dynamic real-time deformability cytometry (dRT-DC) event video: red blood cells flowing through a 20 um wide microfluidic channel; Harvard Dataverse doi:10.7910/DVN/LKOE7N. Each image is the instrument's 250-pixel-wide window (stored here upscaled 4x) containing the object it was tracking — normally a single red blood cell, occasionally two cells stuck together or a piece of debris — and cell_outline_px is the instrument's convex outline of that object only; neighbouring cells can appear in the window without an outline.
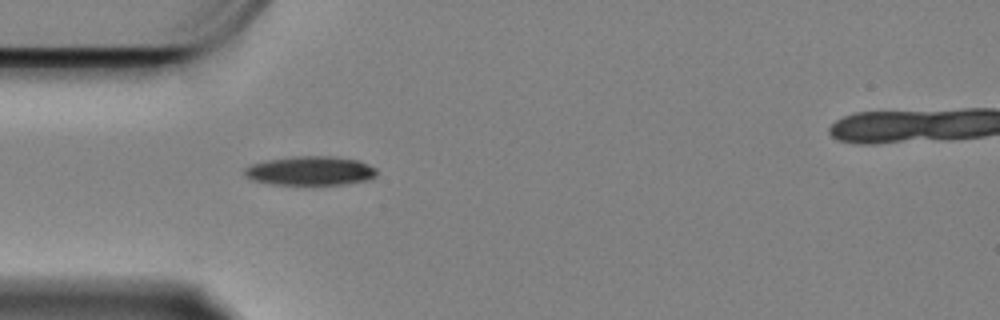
{"species": "Egyptian fruit bat (a non-hibernating species)", "species_latin": "Rousettus aegyptiacus", "temperature_condition": "cold", "stored_images_in_passage": 3, "camera_frame_rate_fps": 3000, "um_per_image_px": 0.085, "animal": {"sex": "female"}, "frame": {"image": 1, "passage_image": 1, "time_ms": 0.0, "image_size_px": [1000, 320], "cell_outline_px": [[376, 176], [368, 180], [348, 184], [272, 184], [252, 180], [244, 176], [244, 168], [252, 164], [268, 160], [296, 156], [332, 156], [360, 160], [376, 168]], "centroid_in_image_um": [26.4, 14.51], "position_along_channel_um": 58.6, "area_um2": 22.43}}